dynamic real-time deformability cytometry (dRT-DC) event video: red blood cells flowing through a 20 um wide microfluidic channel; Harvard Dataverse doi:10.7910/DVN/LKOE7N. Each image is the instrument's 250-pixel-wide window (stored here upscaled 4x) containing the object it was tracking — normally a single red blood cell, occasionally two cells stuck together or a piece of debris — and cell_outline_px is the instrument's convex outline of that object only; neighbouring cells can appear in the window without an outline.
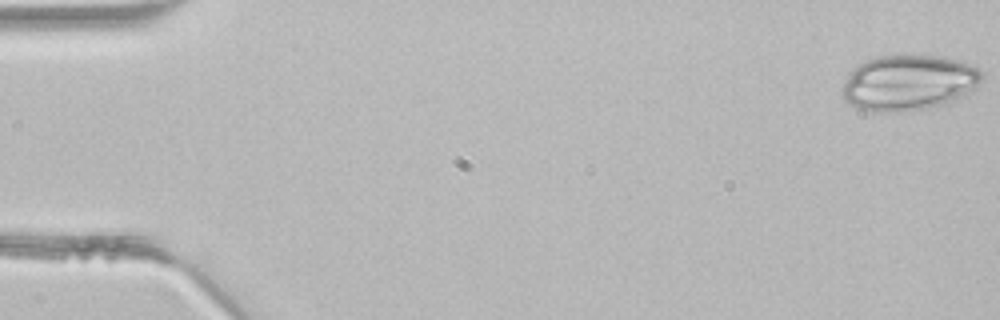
{"species": "common noctule bat (a hibernating species)", "species_latin": "Nyctalus noctula", "temperature_condition": "room temperature", "stored_images_in_passage": 3, "camera_frame_rate_fps": 3000, "um_per_image_px": 0.085, "animal": {"sex": "male", "body_mass_g": 21.5, "forearm_length_mm": 52.0}, "frame": {"image": 1, "passage_image": 1, "time_ms": 0.0, "image_size_px": [1000, 320], "cell_outline_px": [[984, 76], [976, 88], [956, 100], [940, 108], [904, 112], [872, 112], [856, 108], [844, 100], [844, 84], [848, 72], [860, 64], [876, 56], [944, 56], [964, 60], [980, 68], [984, 72]], "centroid_in_image_um": [77.32, 7.06], "position_along_channel_um": 7.7, "area_um2": 46.18}}